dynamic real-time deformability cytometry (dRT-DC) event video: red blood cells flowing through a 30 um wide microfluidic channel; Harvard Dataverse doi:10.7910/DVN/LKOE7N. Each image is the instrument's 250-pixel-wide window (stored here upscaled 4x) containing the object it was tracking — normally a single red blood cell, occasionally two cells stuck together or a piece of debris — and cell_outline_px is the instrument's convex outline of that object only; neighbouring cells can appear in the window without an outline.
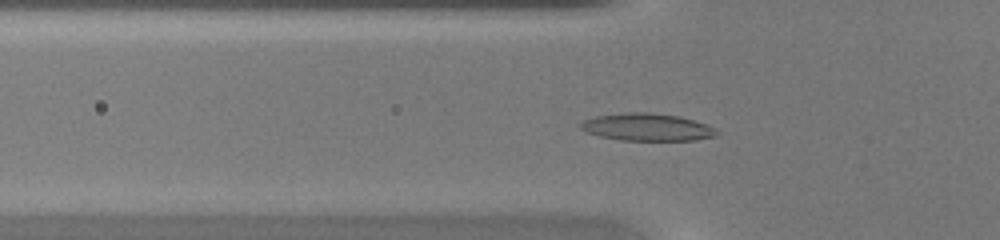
{"species": "common noctule bat (a hibernating species)", "species_latin": "Nyctalus noctula", "temperature_condition": "warm", "stored_images_in_passage": 41, "camera_frame_rate_fps": 3000, "um_per_image_px": 0.085, "animal": {"sex": "female", "body_mass_g": 20.0, "forearm_length_mm": 54.0}, "frame": {"image": 1, "passage_image": 12, "time_ms": 3.667, "image_size_px": [1000, 240], "cell_outline_px": [[720, 132], [716, 136], [696, 140], [620, 140], [600, 136], [588, 132], [580, 128], [580, 124], [584, 120], [596, 116], [628, 112], [648, 112], [680, 116], [708, 124], [716, 128]], "centroid_in_image_um": [55.07, 10.8], "position_along_channel_um": 70.7, "area_um2": 21.79}}
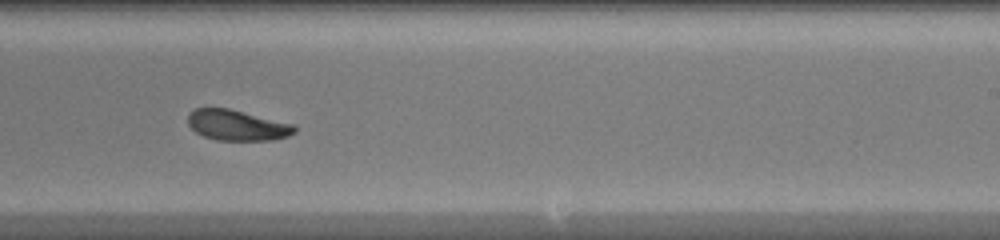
{"frame": {"image": 2, "passage_image": 25, "time_ms": 8.0, "image_size_px": [1000, 240], "cell_outline_px": [[296, 132], [288, 136], [272, 140], [216, 140], [204, 136], [196, 132], [188, 124], [188, 116], [196, 108], [228, 108], [296, 124]], "centroid_in_image_um": [20.2, 10.64], "position_along_channel_um": 268.8, "area_um2": 19.02}}
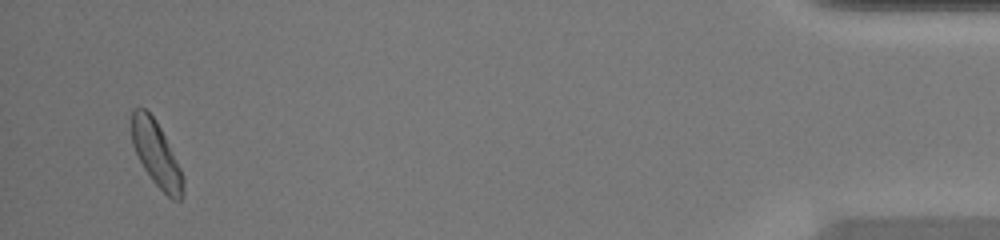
{"frame": {"image": 3, "passage_image": 40, "time_ms": 13.0, "image_size_px": [1000, 240], "cell_outline_px": [[184, 192], [180, 200], [172, 200], [152, 180], [144, 168], [132, 144], [132, 112], [136, 108], [144, 108], [156, 120], [184, 176]], "centroid_in_image_um": [13.3, 13.12], "position_along_channel_um": 421.9, "area_um2": 19.02}}